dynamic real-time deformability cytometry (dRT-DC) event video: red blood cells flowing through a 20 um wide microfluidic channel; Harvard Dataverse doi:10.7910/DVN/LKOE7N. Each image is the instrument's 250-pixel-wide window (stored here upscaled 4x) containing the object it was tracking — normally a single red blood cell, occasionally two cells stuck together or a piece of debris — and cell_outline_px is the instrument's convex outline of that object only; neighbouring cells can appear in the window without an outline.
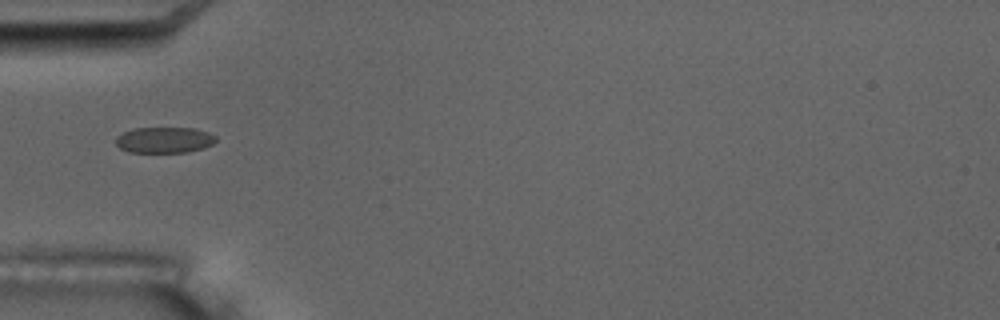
{"species": "common noctule bat (a hibernating species)", "species_latin": "Nyctalus noctula", "temperature_condition": "room temperature", "stored_images_in_passage": 10, "camera_frame_rate_fps": 3000, "um_per_image_px": 0.085, "animal": {"sex": "male", "body_mass_g": 17.5, "forearm_length_mm": 52.3}, "frame": {"image": 1, "passage_image": 6, "time_ms": 6.0, "image_size_px": [1000, 320], "cell_outline_px": [[216, 140], [212, 144], [204, 148], [188, 152], [128, 152], [120, 148], [116, 144], [116, 136], [132, 128], [196, 128], [208, 132], [216, 136]], "centroid_in_image_um": [13.97, 11.89], "position_along_channel_um": 71.0, "area_um2": 15.2}}